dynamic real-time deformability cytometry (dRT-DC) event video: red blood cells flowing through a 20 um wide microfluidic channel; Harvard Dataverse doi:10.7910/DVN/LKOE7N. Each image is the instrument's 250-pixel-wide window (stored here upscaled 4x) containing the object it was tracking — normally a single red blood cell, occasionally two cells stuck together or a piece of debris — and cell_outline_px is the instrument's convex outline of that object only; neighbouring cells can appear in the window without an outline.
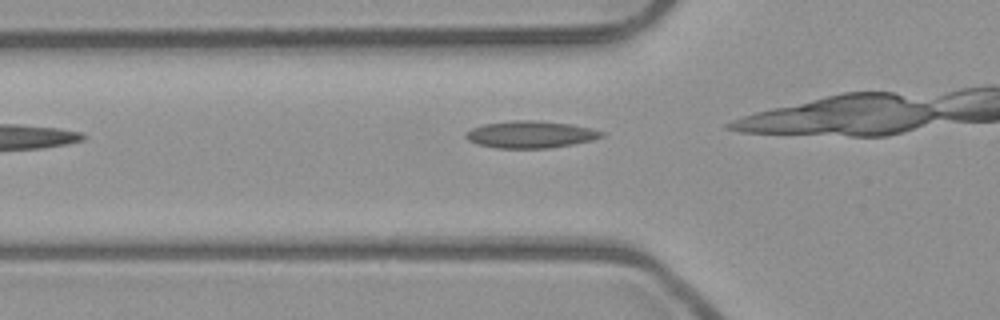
{"species": "common noctule bat (a hibernating species)", "species_latin": "Nyctalus noctula", "temperature_condition": "room temperature", "stored_images_in_passage": 5, "camera_frame_rate_fps": 3000, "um_per_image_px": 0.085, "animal": {"sex": "male", "body_mass_g": 23.1, "forearm_length_mm": 52.7}, "frame": {"image": 1, "passage_image": 2, "time_ms": 0.333, "image_size_px": [1000, 320], "cell_outline_px": [[604, 136], [592, 140], [572, 144], [548, 148], [496, 148], [476, 144], [468, 140], [464, 136], [472, 128], [484, 124], [512, 120], [536, 120], [572, 124], [604, 132]], "centroid_in_image_um": [45.08, 11.43], "position_along_channel_um": 80.7, "area_um2": 21.33}}